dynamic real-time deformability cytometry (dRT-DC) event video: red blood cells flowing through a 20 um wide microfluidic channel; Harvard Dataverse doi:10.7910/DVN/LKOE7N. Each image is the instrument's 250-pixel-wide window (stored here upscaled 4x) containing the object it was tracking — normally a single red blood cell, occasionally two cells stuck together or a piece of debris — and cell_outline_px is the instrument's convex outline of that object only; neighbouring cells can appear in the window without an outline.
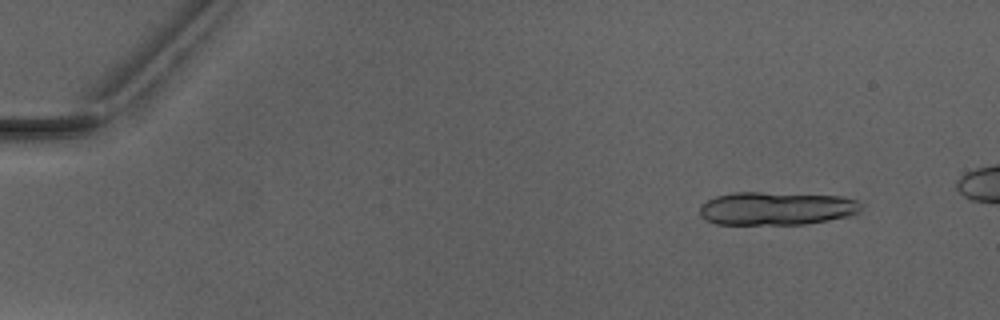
{"species": "Egyptian fruit bat (a non-hibernating species)", "species_latin": "Rousettus aegyptiacus", "temperature_condition": "warm", "stored_images_in_passage": 6, "camera_frame_rate_fps": 3000, "um_per_image_px": 0.085, "animal": {"sex": "male"}, "frame": {"image": 1, "passage_image": 1, "time_ms": 0.0, "image_size_px": [1000, 320], "cell_outline_px": [[864, 204], [860, 212], [848, 216], [828, 220], [804, 224], [716, 224], [700, 216], [700, 204], [716, 196], [732, 192], [760, 192], [844, 196], [856, 200]], "centroid_in_image_um": [66.02, 17.71], "position_along_channel_um": 19.0, "area_um2": 31.44}}